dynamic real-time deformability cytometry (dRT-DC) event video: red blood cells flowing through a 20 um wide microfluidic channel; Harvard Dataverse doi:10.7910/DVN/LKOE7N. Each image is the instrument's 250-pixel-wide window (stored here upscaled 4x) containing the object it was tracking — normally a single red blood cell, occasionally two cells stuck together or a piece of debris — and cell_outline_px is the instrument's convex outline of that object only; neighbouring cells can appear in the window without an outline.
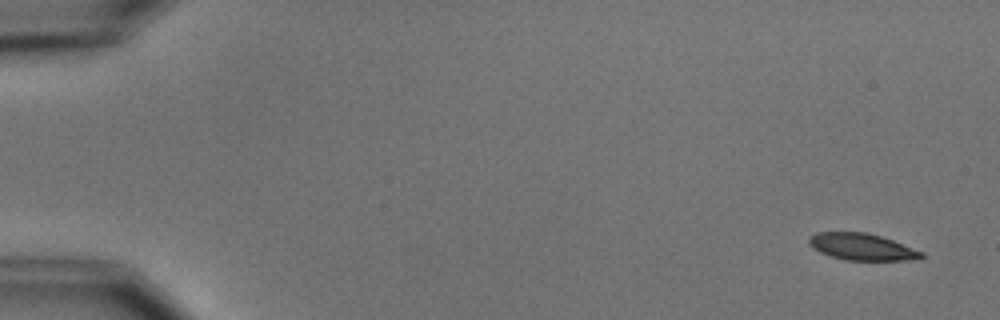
{"species": "common noctule bat (a hibernating species)", "species_latin": "Nyctalus noctula", "temperature_condition": "cold", "stored_images_in_passage": 5, "camera_frame_rate_fps": 3000, "um_per_image_px": 0.085, "animal": {"sex": "male", "body_mass_g": 15.6}, "frame": {"image": 1, "passage_image": 1, "time_ms": 0.0, "image_size_px": [1000, 320], "cell_outline_px": [[924, 256], [920, 260], [844, 260], [820, 252], [812, 248], [808, 244], [808, 236], [816, 232], [868, 232], [892, 240], [924, 252]], "centroid_in_image_um": [73.25, 20.98], "position_along_channel_um": 11.7, "area_um2": 17.69}}